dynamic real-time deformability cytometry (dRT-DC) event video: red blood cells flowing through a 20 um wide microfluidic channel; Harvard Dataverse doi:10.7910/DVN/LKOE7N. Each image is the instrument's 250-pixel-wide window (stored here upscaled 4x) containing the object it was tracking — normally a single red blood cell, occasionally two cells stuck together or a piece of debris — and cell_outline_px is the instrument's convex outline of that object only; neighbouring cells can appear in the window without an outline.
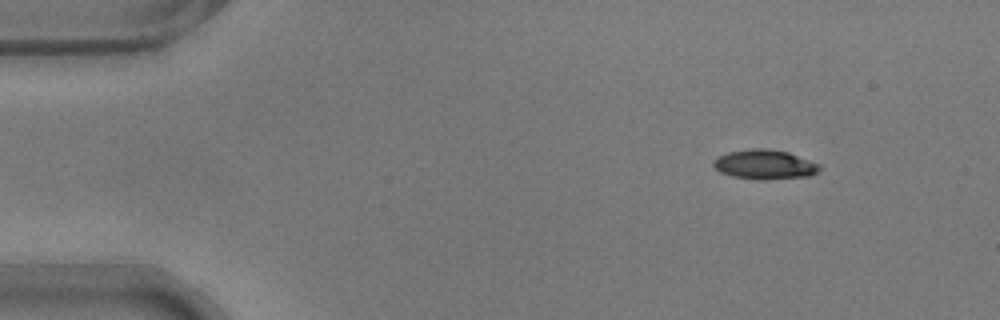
{"species": "common noctule bat (a hibernating species)", "species_latin": "Nyctalus noctula", "temperature_condition": "warm", "stored_images_in_passage": 19, "camera_frame_rate_fps": 3000, "um_per_image_px": 0.085, "animal": {"sex": "male", "body_mass_g": 17.9}, "frame": {"image": 1, "passage_image": 6, "time_ms": 1.667, "image_size_px": [1000, 320], "cell_outline_px": [[820, 168], [812, 176], [764, 180], [760, 180], [732, 176], [720, 172], [712, 164], [720, 156], [728, 152], [752, 148], [768, 148], [788, 152], [820, 164]], "centroid_in_image_um": [65.03, 13.98], "position_along_channel_um": 20.0, "area_um2": 18.21}}
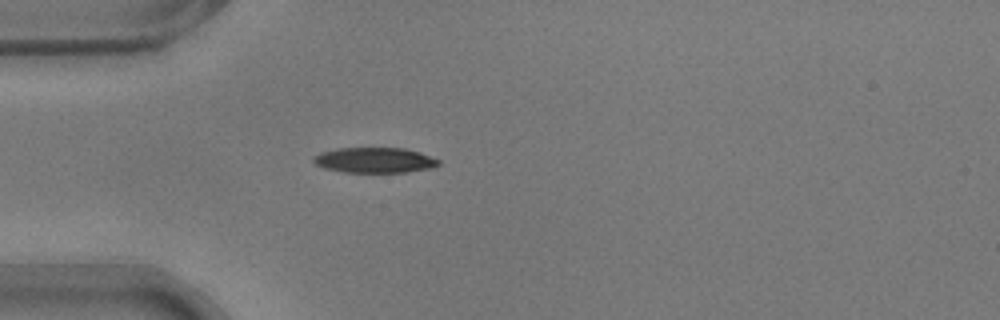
{"frame": {"image": 2, "passage_image": 15, "time_ms": 4.667, "image_size_px": [1000, 320], "cell_outline_px": [[440, 164], [432, 168], [404, 172], [344, 172], [324, 168], [316, 164], [312, 160], [312, 156], [320, 152], [336, 148], [404, 148], [420, 152], [440, 160]], "centroid_in_image_um": [31.82, 13.61], "position_along_channel_um": 53.2, "area_um2": 18.55}}